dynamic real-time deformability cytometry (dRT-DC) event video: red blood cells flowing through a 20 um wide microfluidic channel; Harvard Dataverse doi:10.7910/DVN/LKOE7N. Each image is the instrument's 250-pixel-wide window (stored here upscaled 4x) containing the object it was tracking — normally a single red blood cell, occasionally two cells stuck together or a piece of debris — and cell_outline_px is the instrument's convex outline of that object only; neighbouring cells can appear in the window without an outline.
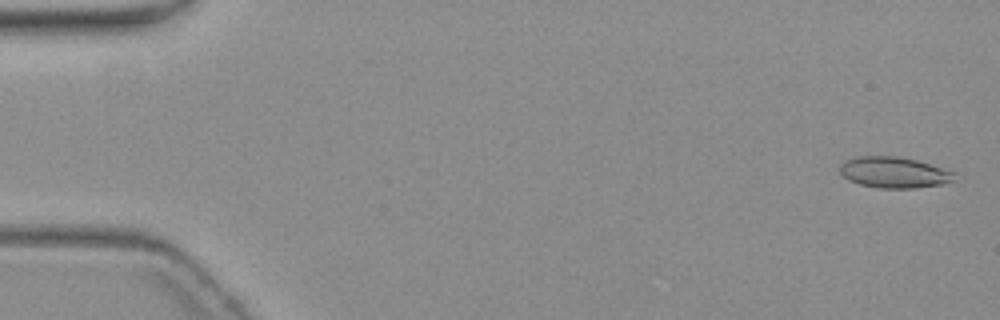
{"species": "common noctule bat (a hibernating species)", "species_latin": "Nyctalus noctula", "temperature_condition": "warm", "stored_images_in_passage": 8, "camera_frame_rate_fps": 3000, "um_per_image_px": 0.085, "animal": {"sex": "female", "body_mass_g": 19.3, "forearm_length_mm": 54.1}, "frame": {"image": 1, "passage_image": 1, "time_ms": 0.0, "image_size_px": [1000, 320], "cell_outline_px": [[956, 180], [940, 184], [916, 188], [880, 188], [860, 184], [848, 180], [840, 172], [840, 164], [844, 160], [856, 156], [900, 156], [916, 160], [956, 172]], "centroid_in_image_um": [75.99, 14.65], "position_along_channel_um": 9.0, "area_um2": 20.81}}
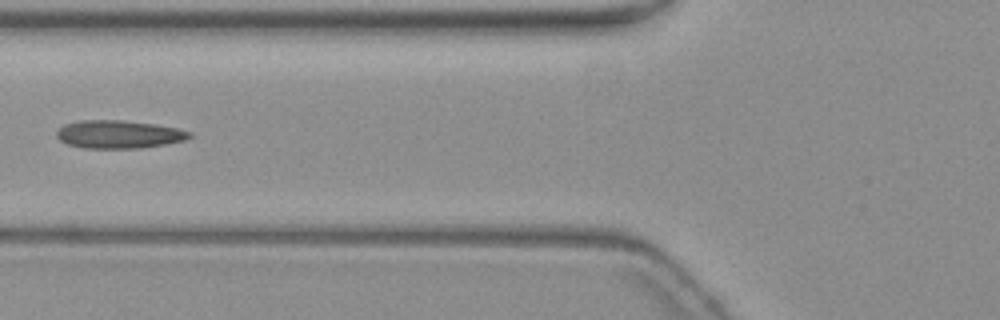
{"frame": {"image": 2, "passage_image": 6, "time_ms": 7.0, "image_size_px": [1000, 320], "cell_outline_px": [[192, 136], [184, 140], [164, 144], [140, 148], [84, 148], [68, 144], [60, 140], [56, 136], [56, 132], [64, 124], [80, 120], [120, 120], [156, 124], [176, 128], [192, 132]], "centroid_in_image_um": [10.08, 11.41], "position_along_channel_um": 115.7, "area_um2": 21.62}}
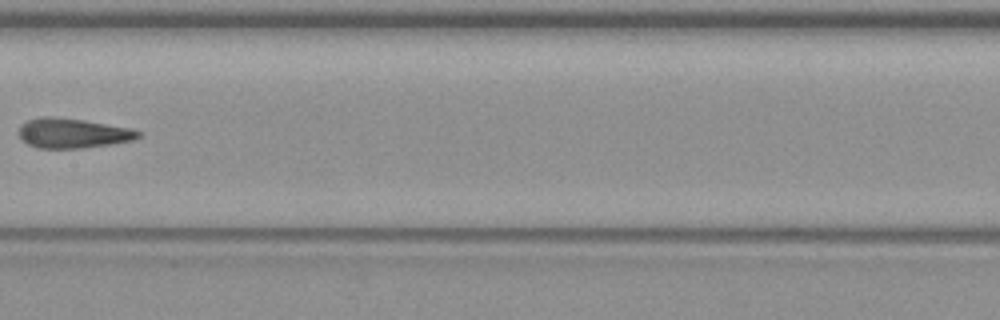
{"frame": {"image": 3, "passage_image": 8, "time_ms": 9.333, "image_size_px": [1000, 320], "cell_outline_px": [[144, 136], [132, 140], [112, 144], [84, 148], [36, 148], [28, 144], [20, 136], [20, 124], [28, 120], [40, 116], [52, 116], [84, 120], [128, 128], [144, 132]], "centroid_in_image_um": [6.21, 11.32], "position_along_channel_um": 201.2, "area_um2": 20.81}}